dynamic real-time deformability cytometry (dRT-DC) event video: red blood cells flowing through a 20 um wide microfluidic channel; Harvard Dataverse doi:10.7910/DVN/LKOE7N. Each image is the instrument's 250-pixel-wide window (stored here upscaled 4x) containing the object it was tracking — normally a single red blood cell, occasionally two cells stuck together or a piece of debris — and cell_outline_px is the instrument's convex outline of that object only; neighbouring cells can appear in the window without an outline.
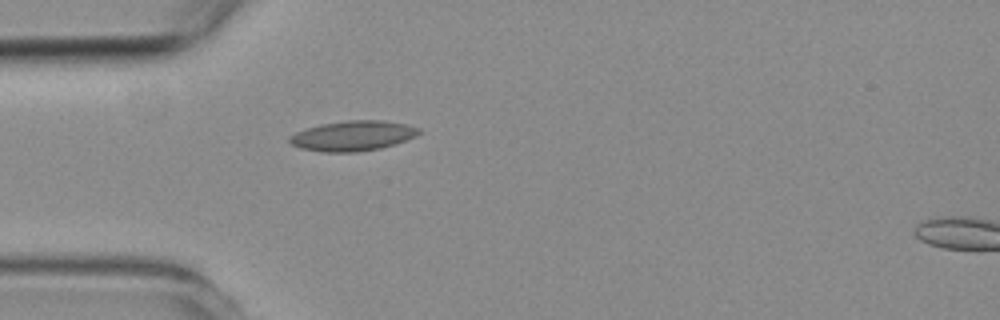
{"species": "common noctule bat (a hibernating species)", "species_latin": "Nyctalus noctula", "temperature_condition": "room temperature", "stored_images_in_passage": 2, "camera_frame_rate_fps": 3000, "um_per_image_px": 0.085, "animal": {"sex": "female", "body_mass_g": 19.3, "forearm_length_mm": 54.1}, "frame": {"image": 1, "passage_image": 1, "time_ms": 0.0, "image_size_px": [1000, 320], "cell_outline_px": [[420, 132], [416, 136], [380, 148], [356, 152], [324, 152], [300, 148], [292, 144], [288, 140], [288, 136], [296, 132], [320, 124], [348, 120], [380, 120], [404, 124], [420, 128]], "centroid_in_image_um": [29.95, 11.54], "position_along_channel_um": 55.1, "area_um2": 22.43}}